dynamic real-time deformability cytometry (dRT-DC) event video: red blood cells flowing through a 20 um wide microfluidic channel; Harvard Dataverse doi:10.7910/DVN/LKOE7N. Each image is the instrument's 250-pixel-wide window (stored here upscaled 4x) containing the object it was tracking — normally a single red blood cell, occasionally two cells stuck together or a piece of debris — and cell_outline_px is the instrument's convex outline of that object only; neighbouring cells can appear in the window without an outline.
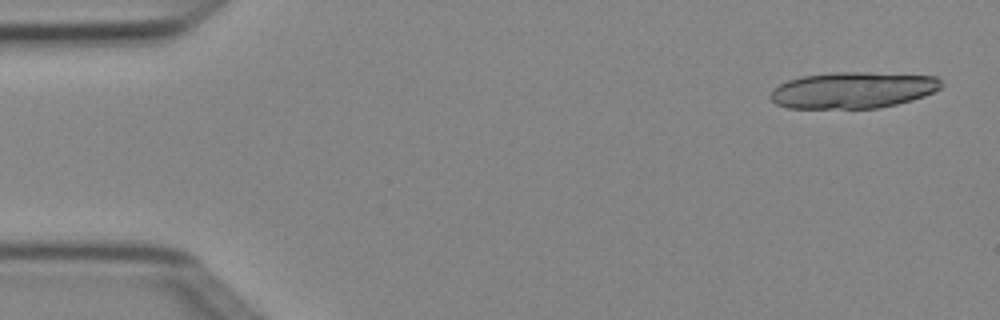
{"species": "Egyptian fruit bat (a non-hibernating species)", "species_latin": "Rousettus aegyptiacus", "temperature_condition": "cold", "stored_images_in_passage": 6, "camera_frame_rate_fps": 3000, "um_per_image_px": 0.085, "animal": {"sex": "female"}, "frame": {"image": 1, "passage_image": 1, "time_ms": 0.0, "image_size_px": [1000, 320], "cell_outline_px": [[944, 84], [940, 88], [924, 96], [912, 100], [880, 108], [788, 108], [776, 104], [768, 96], [780, 84], [788, 80], [800, 76], [832, 72], [868, 72], [936, 76], [944, 80]], "centroid_in_image_um": [72.52, 7.65], "position_along_channel_um": 12.5, "area_um2": 36.41}}
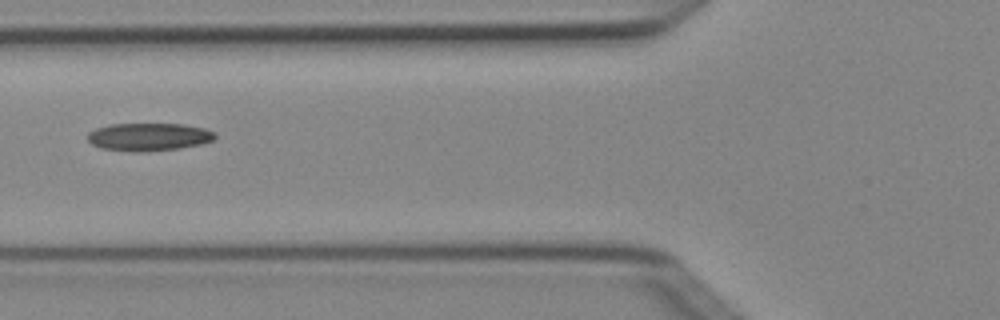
{"frame": {"image": 2, "passage_image": 5, "time_ms": 1.333, "image_size_px": [1000, 320], "cell_outline_px": [[216, 136], [212, 140], [204, 144], [180, 148], [148, 152], [132, 152], [100, 148], [92, 144], [88, 140], [88, 132], [96, 128], [108, 124], [184, 124], [204, 128], [212, 132]], "centroid_in_image_um": [12.62, 11.64], "position_along_channel_um": 113.2, "area_um2": 20.87}}
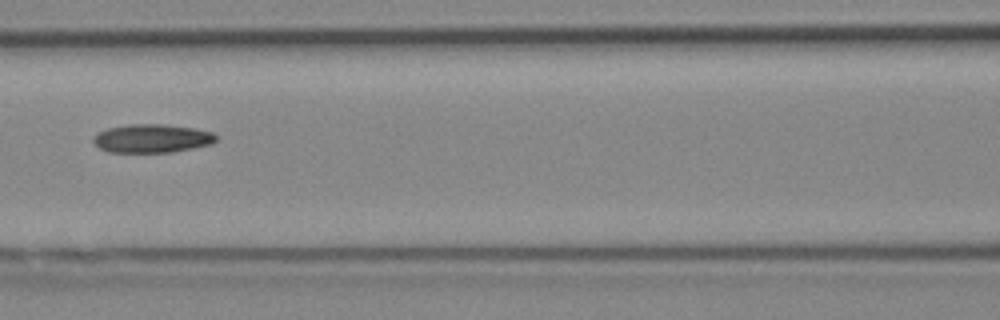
{"frame": {"image": 3, "passage_image": 6, "time_ms": 1.667, "image_size_px": [1000, 320], "cell_outline_px": [[216, 140], [212, 144], [172, 152], [108, 152], [100, 148], [92, 140], [100, 132], [108, 128], [132, 124], [160, 124], [196, 128], [212, 132], [216, 136]], "centroid_in_image_um": [12.95, 11.77], "position_along_channel_um": 153.6, "area_um2": 20.17}}